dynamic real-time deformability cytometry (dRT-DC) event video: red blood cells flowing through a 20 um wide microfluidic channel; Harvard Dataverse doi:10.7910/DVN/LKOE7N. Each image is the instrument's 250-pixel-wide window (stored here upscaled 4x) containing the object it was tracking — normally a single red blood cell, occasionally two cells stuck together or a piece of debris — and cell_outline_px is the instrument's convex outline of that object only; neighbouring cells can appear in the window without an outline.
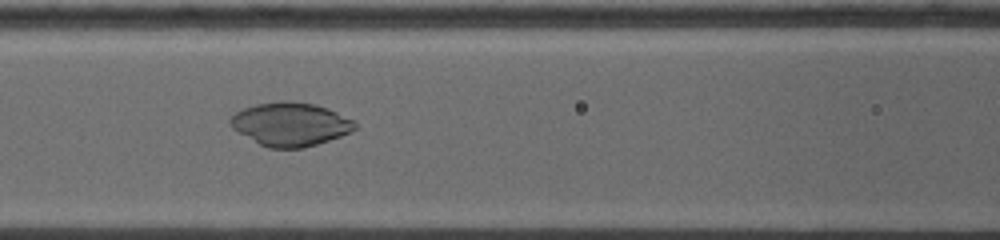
{"species": "common noctule bat (a hibernating species)", "species_latin": "Nyctalus noctula", "temperature_condition": "warm", "stored_images_in_passage": 28, "camera_frame_rate_fps": 5000, "um_per_image_px": 0.085, "animal": {"sex": "female", "body_mass_g": 19.0, "forearm_length_mm": 53.3}, "frame": {"image": 1, "passage_image": 6, "time_ms": 2.0, "image_size_px": [1000, 240], "cell_outline_px": [[356, 128], [340, 136], [304, 148], [268, 148], [260, 144], [232, 128], [228, 124], [228, 120], [236, 112], [244, 108], [256, 104], [284, 100], [292, 100], [316, 104], [328, 108], [356, 120]], "centroid_in_image_um": [24.69, 10.54], "position_along_channel_um": 141.9, "area_um2": 31.67}}
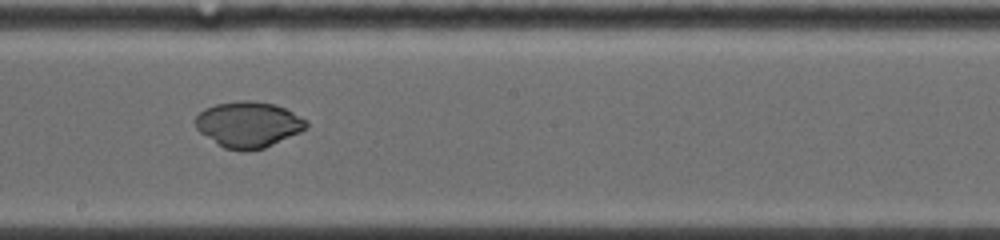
{"frame": {"image": 2, "passage_image": 11, "time_ms": 4.2, "image_size_px": [1000, 240], "cell_outline_px": [[308, 128], [300, 132], [264, 148], [244, 152], [224, 148], [216, 144], [200, 132], [196, 128], [196, 116], [204, 108], [216, 104], [240, 100], [252, 100], [276, 104], [308, 120]], "centroid_in_image_um": [21.11, 10.58], "position_along_channel_um": 227.1, "area_um2": 29.82}}
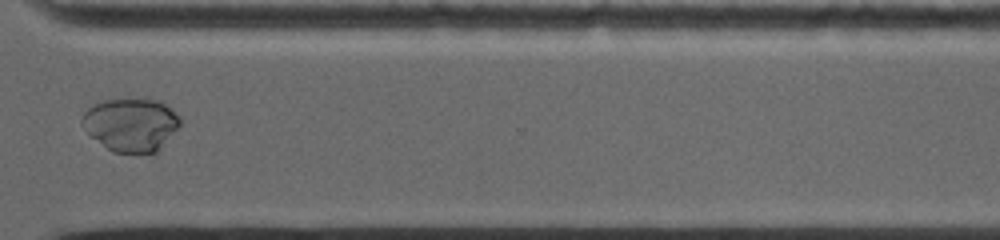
{"frame": {"image": 3, "passage_image": 19, "time_ms": 7.6, "image_size_px": [1000, 240], "cell_outline_px": [[180, 124], [160, 148], [156, 152], [112, 152], [92, 136], [88, 132], [80, 120], [84, 112], [88, 108], [104, 100], [156, 100], [172, 108], [180, 116]], "centroid_in_image_um": [11.13, 10.59], "position_along_channel_um": 359.5, "area_um2": 29.65}}